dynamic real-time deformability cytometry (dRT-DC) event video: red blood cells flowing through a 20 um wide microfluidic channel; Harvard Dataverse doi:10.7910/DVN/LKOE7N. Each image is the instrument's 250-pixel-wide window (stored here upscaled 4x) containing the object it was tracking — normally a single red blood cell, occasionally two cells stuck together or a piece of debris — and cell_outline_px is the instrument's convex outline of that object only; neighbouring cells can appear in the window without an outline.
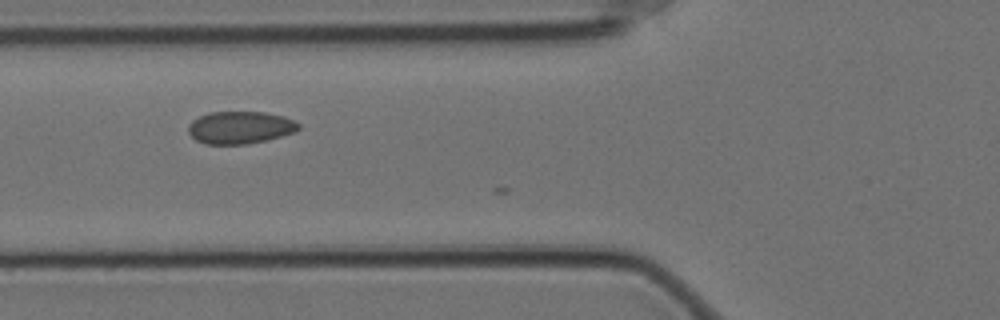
{"species": "Egyptian fruit bat (a non-hibernating species)", "species_latin": "Rousettus aegyptiacus", "temperature_condition": "cold", "stored_images_in_passage": 15, "camera_frame_rate_fps": 3000, "um_per_image_px": 0.085, "animal": {"sex": "female"}, "frame": {"image": 1, "passage_image": 9, "time_ms": 2.667, "image_size_px": [1000, 320], "cell_outline_px": [[300, 128], [296, 132], [248, 144], [204, 144], [196, 140], [188, 132], [188, 124], [192, 120], [208, 112], [264, 112], [284, 116], [300, 124]], "centroid_in_image_um": [20.39, 10.83], "position_along_channel_um": 105.4, "area_um2": 20.87}}